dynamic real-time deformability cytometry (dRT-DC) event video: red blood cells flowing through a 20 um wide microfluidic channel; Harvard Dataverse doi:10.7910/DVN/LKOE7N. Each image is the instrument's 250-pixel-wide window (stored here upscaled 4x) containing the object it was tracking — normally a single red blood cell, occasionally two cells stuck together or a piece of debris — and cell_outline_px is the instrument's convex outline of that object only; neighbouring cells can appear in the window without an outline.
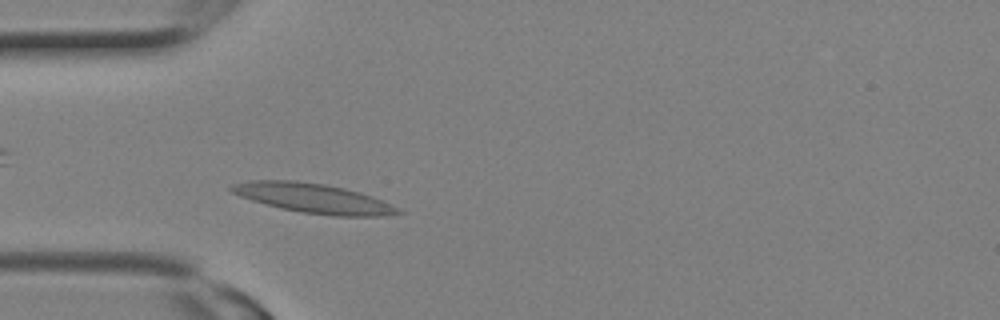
{"species": "Egyptian fruit bat (a non-hibernating species)", "species_latin": "Rousettus aegyptiacus", "temperature_condition": "room temperature", "stored_images_in_passage": 4, "camera_frame_rate_fps": 3000, "um_per_image_px": 0.085, "animal": {"sex": "female"}, "frame": {"image": 1, "passage_image": 4, "time_ms": 1.0, "image_size_px": [1000, 320], "cell_outline_px": [[404, 212], [376, 216], [332, 216], [300, 212], [280, 208], [252, 200], [240, 196], [232, 192], [228, 188], [232, 184], [248, 180], [296, 180], [324, 184], [344, 188], [360, 192], [384, 200]], "centroid_in_image_um": [26.61, 16.84], "position_along_channel_um": 58.4, "area_um2": 28.67}}